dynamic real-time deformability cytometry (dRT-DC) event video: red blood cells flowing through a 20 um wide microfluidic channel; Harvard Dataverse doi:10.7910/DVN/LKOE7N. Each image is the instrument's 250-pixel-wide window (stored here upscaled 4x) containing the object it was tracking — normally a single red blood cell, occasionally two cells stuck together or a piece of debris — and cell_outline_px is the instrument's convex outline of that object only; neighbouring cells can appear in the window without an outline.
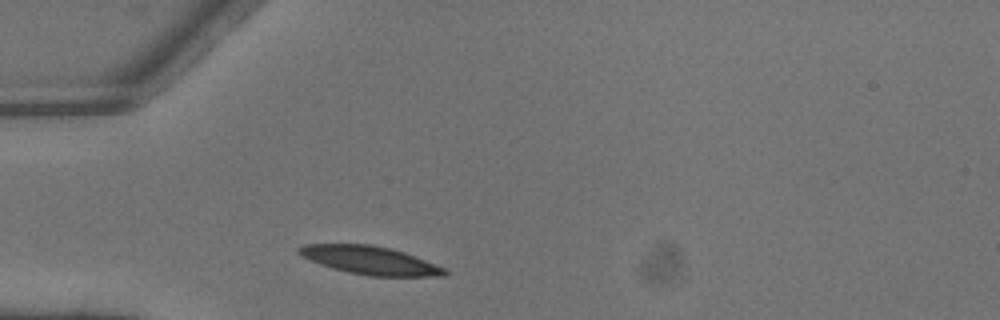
{"species": "common noctule bat (a hibernating species)", "species_latin": "Nyctalus noctula", "temperature_condition": "warm", "stored_images_in_passage": 5, "camera_frame_rate_fps": 3000, "um_per_image_px": 0.085, "animal": {"sex": "male", "body_mass_g": 13.3}, "frame": {"image": 1, "passage_image": 5, "time_ms": 1.333, "image_size_px": [1000, 320], "cell_outline_px": [[448, 272], [444, 276], [368, 276], [348, 272], [332, 268], [320, 264], [300, 256], [296, 252], [296, 248], [304, 244], [372, 244], [404, 252], [448, 268]], "centroid_in_image_um": [31.45, 22.12], "position_along_channel_um": 53.6, "area_um2": 24.16}}